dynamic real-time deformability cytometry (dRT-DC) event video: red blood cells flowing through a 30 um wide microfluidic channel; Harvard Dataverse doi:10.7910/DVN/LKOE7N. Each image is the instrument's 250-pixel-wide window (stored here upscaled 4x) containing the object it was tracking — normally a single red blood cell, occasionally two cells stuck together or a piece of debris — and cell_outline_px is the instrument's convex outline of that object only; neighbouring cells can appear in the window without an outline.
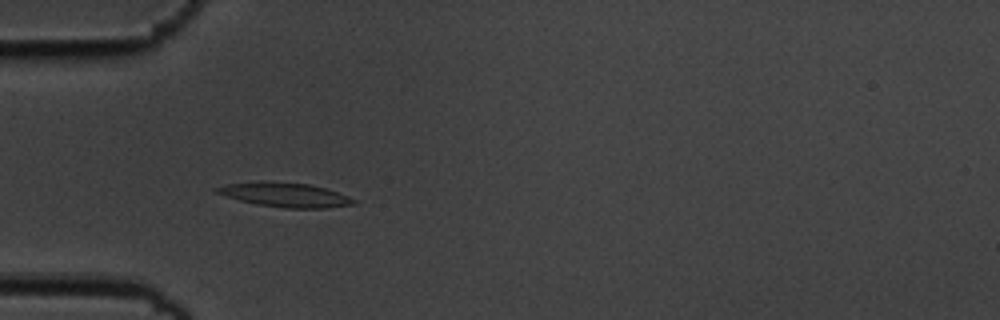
{"species": "common noctule bat (a hibernating species)", "species_latin": "Nyctalus noctula", "temperature_condition": "cold", "stored_images_in_passage": 8, "camera_frame_rate_fps": 3000, "um_per_image_px": 0.085, "animal": {"sex": "male", "body_mass_g": 19.5, "forearm_length_mm": 54.6}, "frame": {"image": 1, "passage_image": 5, "time_ms": 1.333, "image_size_px": [1000, 320], "cell_outline_px": [[356, 204], [328, 208], [284, 208], [256, 204], [240, 200], [216, 192], [212, 188], [228, 184], [260, 180], [264, 180], [308, 184], [324, 188], [348, 196], [356, 200]], "centroid_in_image_um": [24.22, 16.55], "position_along_channel_um": 60.8, "area_um2": 19.42}}
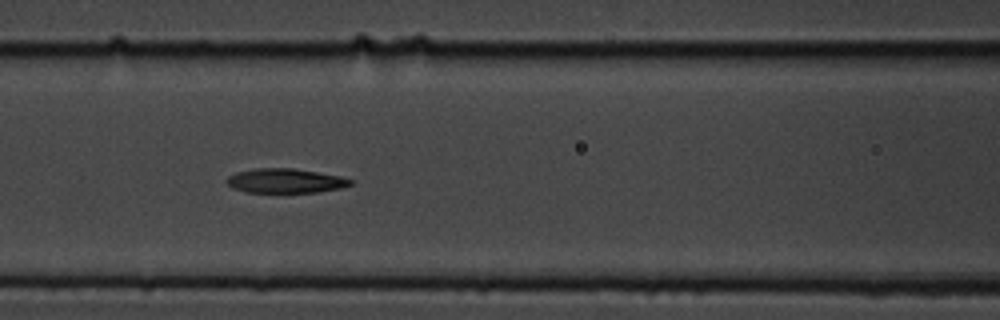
{"frame": {"image": 2, "passage_image": 7, "time_ms": 2.0, "image_size_px": [1000, 320], "cell_outline_px": [[352, 184], [340, 188], [320, 192], [248, 192], [236, 188], [228, 184], [224, 180], [228, 176], [236, 172], [256, 168], [292, 168], [340, 176], [352, 180]], "centroid_in_image_um": [24.25, 15.36], "position_along_channel_um": 142.4, "area_um2": 17.4}}
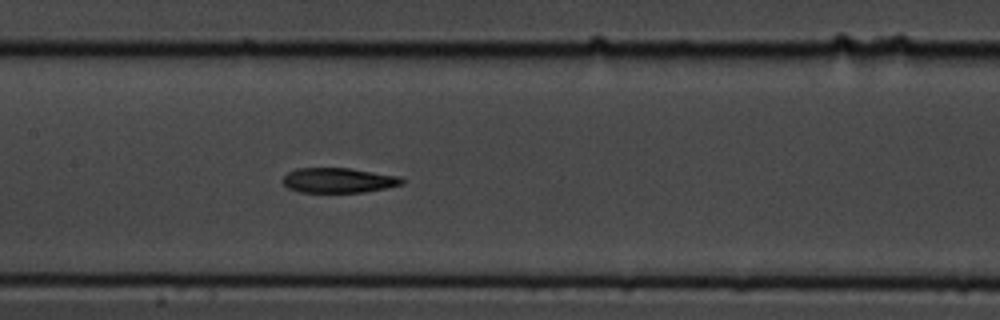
{"frame": {"image": 3, "passage_image": 8, "time_ms": 2.333, "image_size_px": [1000, 320], "cell_outline_px": [[404, 184], [388, 188], [364, 192], [300, 192], [288, 188], [280, 180], [288, 172], [296, 168], [352, 168], [400, 176], [404, 180]], "centroid_in_image_um": [28.79, 15.32], "position_along_channel_um": 178.6, "area_um2": 17.57}}